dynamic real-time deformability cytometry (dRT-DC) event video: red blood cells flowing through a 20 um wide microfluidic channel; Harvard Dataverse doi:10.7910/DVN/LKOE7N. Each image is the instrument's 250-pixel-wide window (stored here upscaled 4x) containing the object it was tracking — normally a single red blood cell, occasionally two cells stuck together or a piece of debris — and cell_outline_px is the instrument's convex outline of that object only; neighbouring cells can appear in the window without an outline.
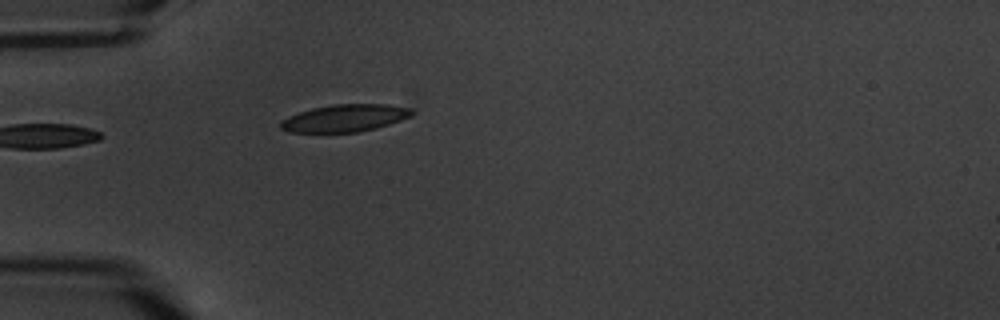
{"species": "common noctule bat (a hibernating species)", "species_latin": "Nyctalus noctula", "temperature_condition": "warm", "stored_images_in_passage": 3, "camera_frame_rate_fps": 3000, "um_per_image_px": 0.085, "animal": {"sex": "male", "body_mass_g": 20.1, "forearm_length_mm": 53.5}, "frame": {"image": 1, "passage_image": 3, "time_ms": 2.333, "image_size_px": [1000, 320], "cell_outline_px": [[412, 116], [376, 128], [356, 132], [288, 132], [280, 128], [280, 120], [288, 116], [312, 108], [332, 104], [388, 104], [408, 108], [412, 112]], "centroid_in_image_um": [29.26, 10.04], "position_along_channel_um": 55.7, "area_um2": 20.75}}